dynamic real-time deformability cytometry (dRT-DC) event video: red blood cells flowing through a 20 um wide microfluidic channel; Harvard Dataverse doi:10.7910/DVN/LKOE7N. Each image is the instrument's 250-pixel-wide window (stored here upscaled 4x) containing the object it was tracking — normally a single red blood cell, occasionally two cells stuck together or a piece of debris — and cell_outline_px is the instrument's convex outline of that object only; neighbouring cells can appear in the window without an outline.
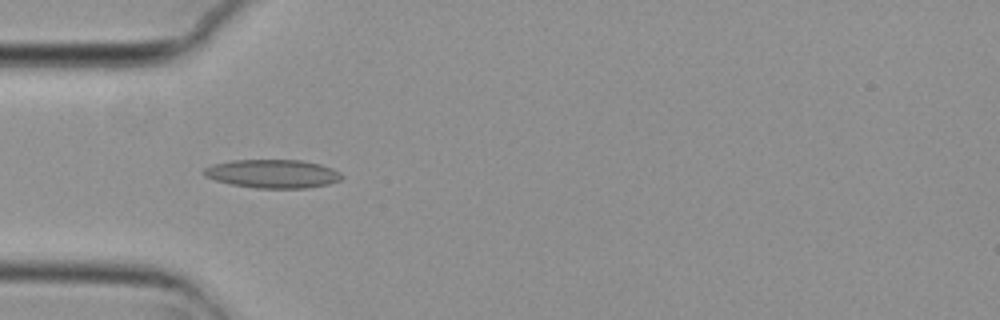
{"species": "common noctule bat (a hibernating species)", "species_latin": "Nyctalus noctula", "temperature_condition": "cold", "stored_images_in_passage": 7, "camera_frame_rate_fps": 3000, "um_per_image_px": 0.085, "animal": {"sex": "female", "body_mass_g": 29.2, "forearm_length_mm": 56.3}, "frame": {"image": 1, "passage_image": 4, "time_ms": 1.0, "image_size_px": [1000, 320], "cell_outline_px": [[344, 176], [340, 180], [328, 184], [308, 188], [256, 188], [232, 184], [216, 180], [204, 176], [204, 168], [212, 164], [232, 160], [300, 160], [320, 164], [332, 168], [340, 172]], "centroid_in_image_um": [23.2, 14.76], "position_along_channel_um": 61.8, "area_um2": 22.89}}
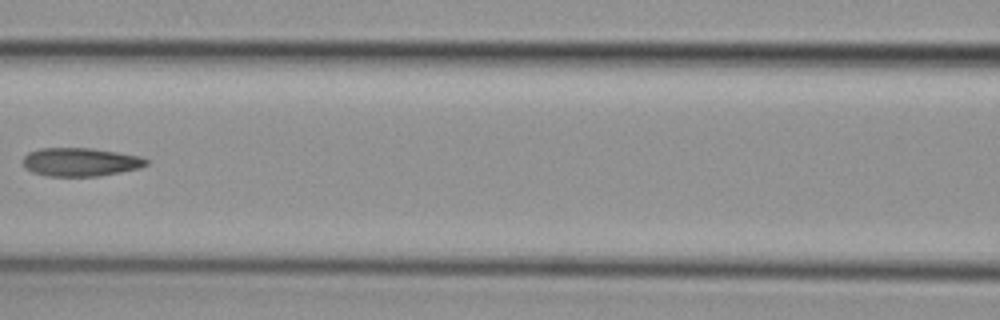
{"frame": {"image": 2, "passage_image": 6, "time_ms": 1.667, "image_size_px": [1000, 320], "cell_outline_px": [[148, 164], [140, 168], [100, 176], [48, 176], [32, 172], [24, 168], [24, 156], [28, 152], [40, 148], [92, 148], [140, 156], [148, 160]], "centroid_in_image_um": [6.83, 13.77], "position_along_channel_um": 159.8, "area_um2": 20.46}}
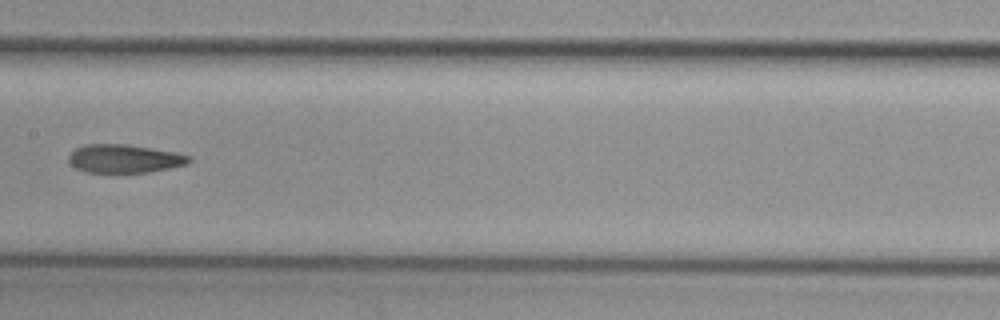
{"frame": {"image": 3, "passage_image": 7, "time_ms": 2.0, "image_size_px": [1000, 320], "cell_outline_px": [[192, 160], [188, 164], [148, 172], [88, 172], [76, 168], [68, 160], [68, 156], [76, 148], [84, 144], [124, 144], [176, 152], [192, 156]], "centroid_in_image_um": [10.59, 13.48], "position_along_channel_um": 196.8, "area_um2": 19.77}}